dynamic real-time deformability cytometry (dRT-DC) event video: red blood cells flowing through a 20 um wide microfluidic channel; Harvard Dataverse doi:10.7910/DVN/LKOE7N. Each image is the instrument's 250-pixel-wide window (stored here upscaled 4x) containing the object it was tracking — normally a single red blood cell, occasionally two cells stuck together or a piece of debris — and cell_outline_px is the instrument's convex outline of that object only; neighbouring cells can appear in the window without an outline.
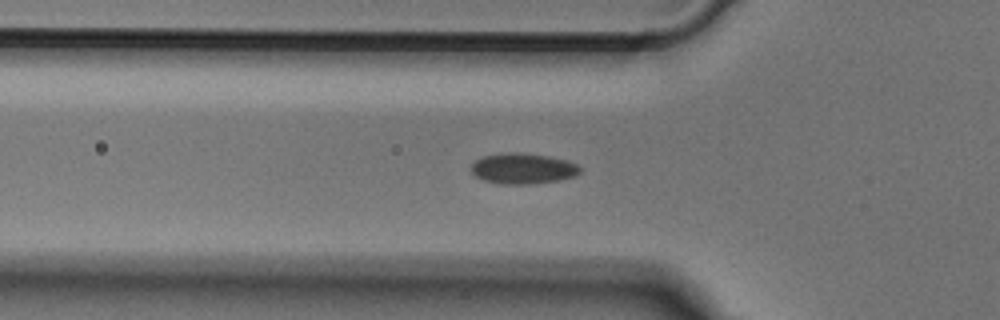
{"species": "Egyptian fruit bat (a non-hibernating species)", "species_latin": "Rousettus aegyptiacus", "temperature_condition": "cold", "stored_images_in_passage": 38, "camera_frame_rate_fps": 3000, "um_per_image_px": 0.085, "animal": {"sex": "male"}, "frame": {"image": 1, "passage_image": 3, "time_ms": 0.667, "image_size_px": [1000, 320], "cell_outline_px": [[580, 172], [576, 176], [560, 180], [532, 184], [496, 184], [484, 180], [476, 176], [472, 172], [472, 164], [476, 160], [484, 156], [512, 152], [520, 152], [548, 156], [564, 160], [576, 164], [580, 168]], "centroid_in_image_um": [44.45, 14.34], "position_along_channel_um": 81.3, "area_um2": 19.36}}
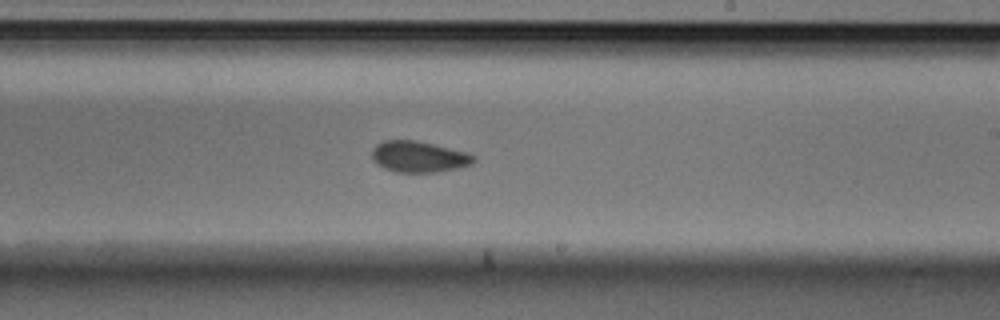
{"frame": {"image": 2, "passage_image": 16, "time_ms": 5.0, "image_size_px": [1000, 320], "cell_outline_px": [[476, 160], [472, 164], [460, 168], [436, 172], [396, 172], [384, 168], [372, 160], [372, 148], [376, 144], [384, 140], [416, 140], [468, 152], [476, 156]], "centroid_in_image_um": [35.62, 13.32], "position_along_channel_um": 253.4, "area_um2": 18.67}}
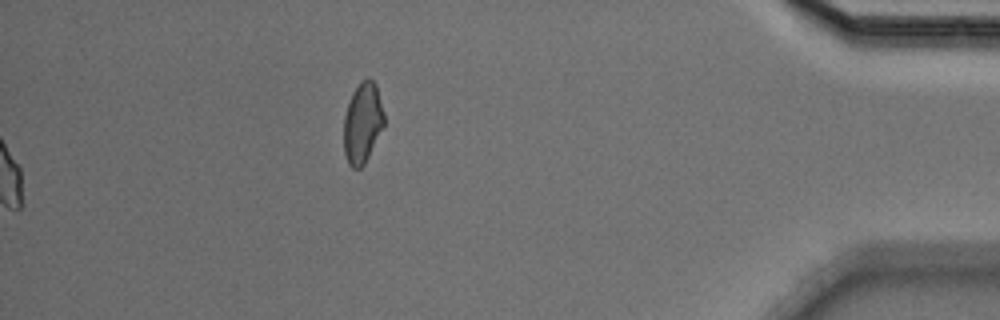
{"frame": {"image": 3, "passage_image": 38, "time_ms": 12.333, "image_size_px": [1000, 320], "cell_outline_px": [[384, 124], [364, 164], [360, 168], [352, 168], [348, 164], [344, 152], [344, 116], [352, 92], [360, 80], [368, 76], [376, 84], [384, 112]], "centroid_in_image_um": [30.81, 10.4], "position_along_channel_um": 404.4, "area_um2": 18.9}}